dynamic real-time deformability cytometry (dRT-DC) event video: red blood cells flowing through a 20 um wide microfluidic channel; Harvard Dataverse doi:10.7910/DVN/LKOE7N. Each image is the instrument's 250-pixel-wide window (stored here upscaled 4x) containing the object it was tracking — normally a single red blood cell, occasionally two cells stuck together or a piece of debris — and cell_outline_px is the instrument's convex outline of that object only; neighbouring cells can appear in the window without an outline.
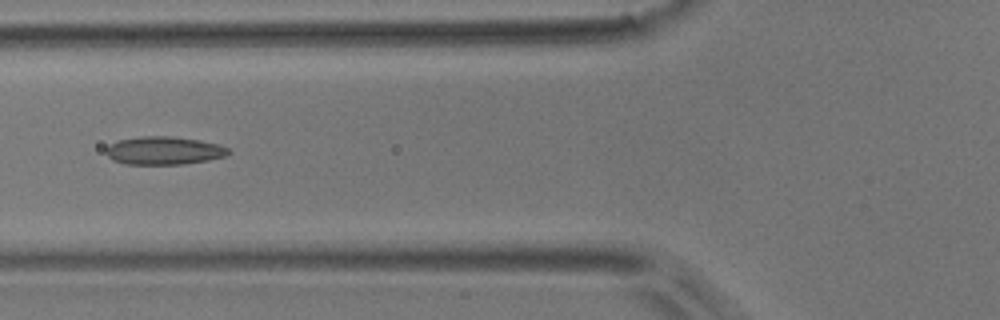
{"species": "common noctule bat (a hibernating species)", "species_latin": "Nyctalus noctula", "temperature_condition": "room temperature", "stored_images_in_passage": 4, "camera_frame_rate_fps": 3000, "um_per_image_px": 0.085, "animal": {"sex": "male", "body_mass_g": 17.9}, "frame": {"image": 1, "passage_image": 4, "time_ms": 5.333, "image_size_px": [1000, 320], "cell_outline_px": [[232, 152], [224, 156], [208, 160], [184, 164], [124, 164], [112, 160], [104, 152], [112, 144], [120, 140], [140, 136], [168, 136], [200, 140], [216, 144], [228, 148]], "centroid_in_image_um": [13.93, 12.81], "position_along_channel_um": 111.9, "area_um2": 19.88}}